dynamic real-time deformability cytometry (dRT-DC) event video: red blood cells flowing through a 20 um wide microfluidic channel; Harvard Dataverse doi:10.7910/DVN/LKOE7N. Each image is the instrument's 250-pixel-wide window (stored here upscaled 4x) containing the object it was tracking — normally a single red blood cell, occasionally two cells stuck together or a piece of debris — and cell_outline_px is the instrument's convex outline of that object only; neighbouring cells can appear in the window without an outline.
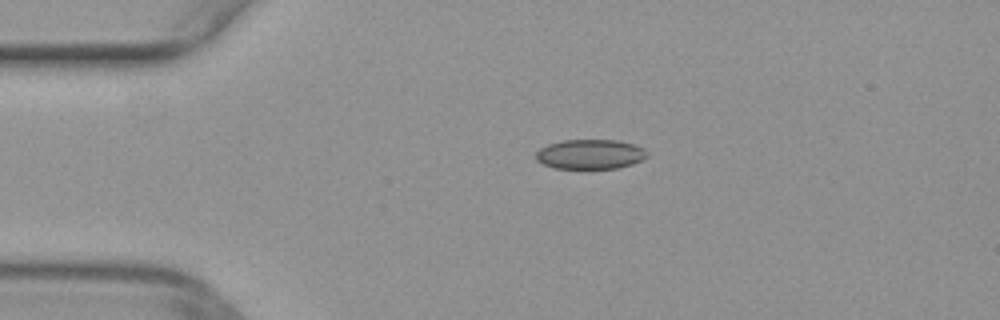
{"species": "common noctule bat (a hibernating species)", "species_latin": "Nyctalus noctula", "temperature_condition": "warm", "stored_images_in_passage": 41, "camera_frame_rate_fps": 3000, "um_per_image_px": 0.085, "animal": {"sex": "female", "body_mass_g": 29.2, "forearm_length_mm": 56.3}, "frame": {"image": 1, "passage_image": 1, "time_ms": 0.0, "image_size_px": [1000, 320], "cell_outline_px": [[648, 156], [632, 164], [616, 168], [556, 168], [544, 164], [536, 160], [536, 152], [540, 148], [548, 144], [564, 140], [616, 140], [636, 144], [644, 148]], "centroid_in_image_um": [50.17, 13.1], "position_along_channel_um": 34.8, "area_um2": 19.13}}
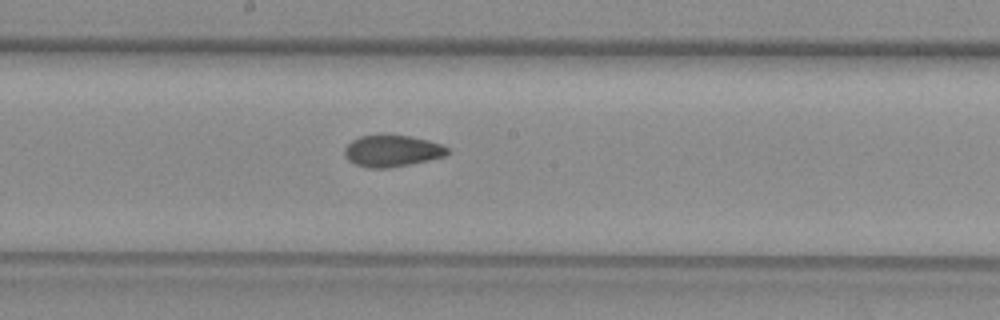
{"frame": {"image": 2, "passage_image": 17, "time_ms": 5.333, "image_size_px": [1000, 320], "cell_outline_px": [[448, 152], [444, 156], [428, 160], [388, 168], [368, 168], [356, 164], [348, 160], [344, 156], [344, 148], [352, 140], [360, 136], [408, 136], [428, 140], [440, 144], [448, 148]], "centroid_in_image_um": [33.29, 12.84], "position_along_channel_um": 214.9, "area_um2": 18.55}}
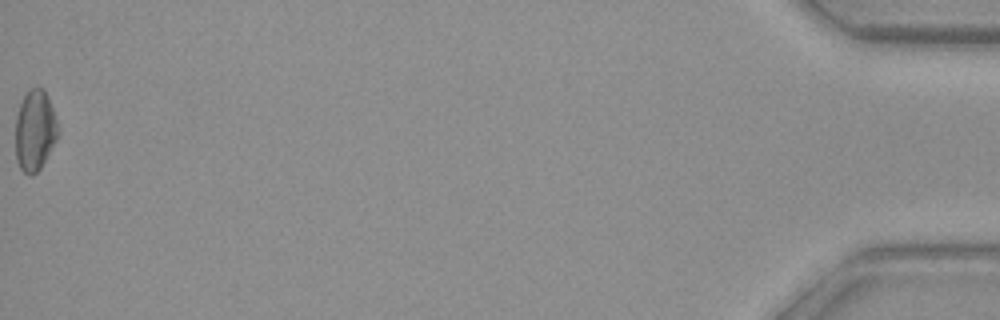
{"frame": {"image": 3, "passage_image": 41, "time_ms": 13.333, "image_size_px": [1000, 320], "cell_outline_px": [[56, 140], [40, 168], [32, 176], [28, 176], [20, 168], [16, 160], [16, 116], [20, 104], [28, 88], [36, 84], [44, 88], [48, 96], [56, 120]], "centroid_in_image_um": [2.94, 11.04], "position_along_channel_um": 432.3, "area_um2": 19.94}}